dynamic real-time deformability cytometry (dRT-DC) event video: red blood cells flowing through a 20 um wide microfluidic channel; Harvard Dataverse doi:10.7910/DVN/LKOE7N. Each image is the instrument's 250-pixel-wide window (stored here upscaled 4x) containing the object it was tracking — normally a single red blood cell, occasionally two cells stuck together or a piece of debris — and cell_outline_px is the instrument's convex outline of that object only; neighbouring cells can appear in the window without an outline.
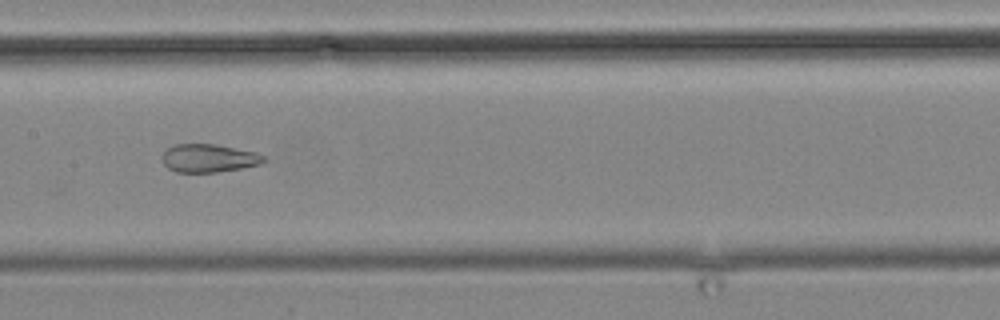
{"species": "common noctule bat (a hibernating species)", "species_latin": "Nyctalus noctula", "temperature_condition": "cold", "stored_images_in_passage": 9, "camera_frame_rate_fps": 3000, "um_per_image_px": 0.085, "animal": {"sex": "male", "body_mass_g": 19.2, "forearm_length_mm": 51.8}, "frame": {"image": 1, "passage_image": 4, "time_ms": 3.333, "image_size_px": [1000, 320], "cell_outline_px": [[264, 160], [260, 164], [240, 168], [216, 172], [176, 172], [168, 168], [164, 164], [160, 156], [164, 148], [172, 144], [216, 144], [256, 152], [264, 156]], "centroid_in_image_um": [17.66, 13.43], "position_along_channel_um": 189.7, "area_um2": 16.82}}
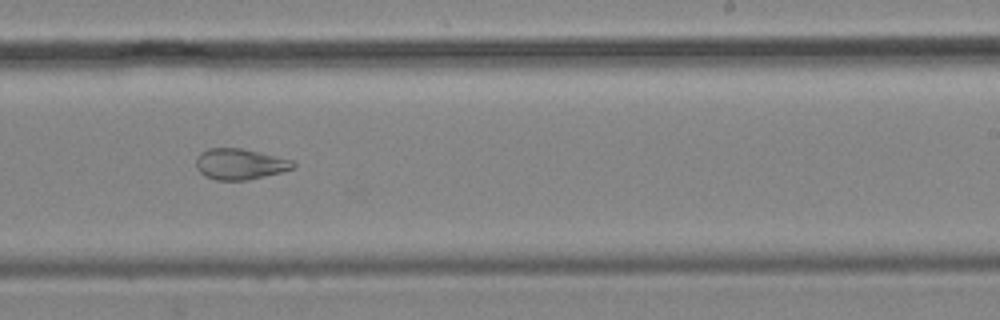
{"frame": {"image": 2, "passage_image": 6, "time_ms": 5.667, "image_size_px": [1000, 320], "cell_outline_px": [[296, 164], [292, 168], [280, 172], [248, 180], [216, 180], [204, 176], [196, 168], [196, 156], [200, 152], [208, 148], [240, 148], [292, 160]], "centroid_in_image_um": [20.33, 13.95], "position_along_channel_um": 268.7, "area_um2": 17.34}}
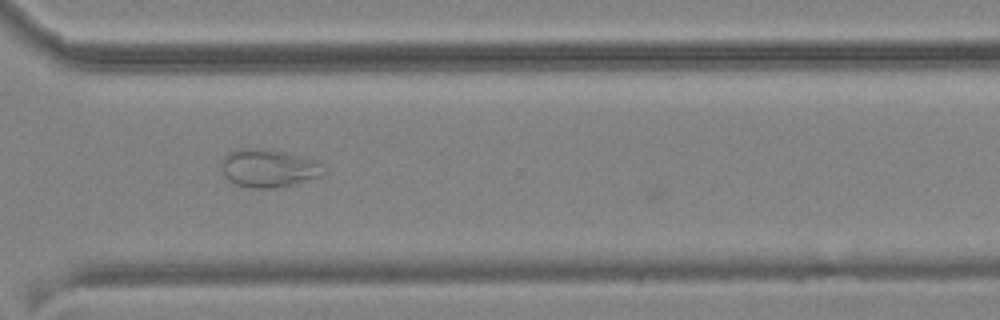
{"frame": {"image": 3, "passage_image": 8, "time_ms": 8.0, "image_size_px": [1000, 320], "cell_outline_px": [[324, 172], [320, 176], [292, 184], [272, 188], [252, 188], [236, 184], [228, 180], [224, 176], [220, 168], [220, 160], [228, 152], [240, 148], [264, 148], [284, 152], [316, 160], [324, 164]], "centroid_in_image_um": [22.77, 14.28], "position_along_channel_um": 347.8, "area_um2": 22.83}}